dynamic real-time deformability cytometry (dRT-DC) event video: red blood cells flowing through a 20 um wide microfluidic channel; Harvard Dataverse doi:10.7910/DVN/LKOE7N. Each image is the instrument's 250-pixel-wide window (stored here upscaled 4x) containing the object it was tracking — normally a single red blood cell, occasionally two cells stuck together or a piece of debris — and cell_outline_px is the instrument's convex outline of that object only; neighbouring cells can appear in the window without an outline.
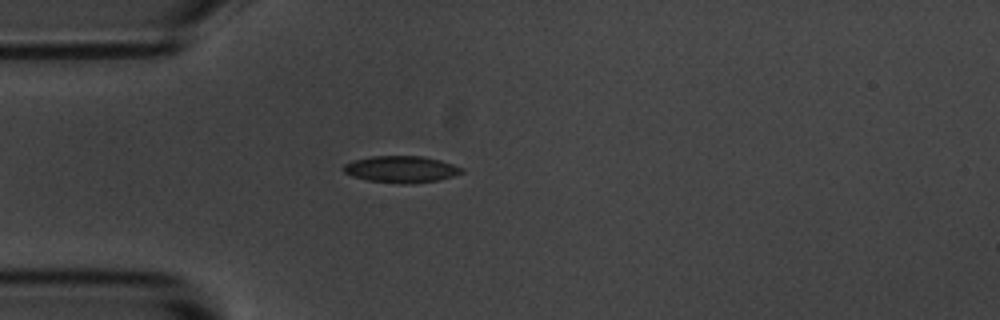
{"species": "common noctule bat (a hibernating species)", "species_latin": "Nyctalus noctula", "temperature_condition": "room temperature", "stored_images_in_passage": 1, "camera_frame_rate_fps": 3000, "um_per_image_px": 0.085, "animal": {"sex": "male", "body_mass_g": 20.1, "forearm_length_mm": 53.5}, "frame": {"image": 1, "passage_image": 1, "time_ms": 0.0, "image_size_px": [1000, 320], "cell_outline_px": [[464, 172], [452, 176], [436, 180], [408, 184], [400, 184], [368, 180], [344, 172], [340, 168], [344, 164], [352, 160], [372, 156], [420, 156], [440, 160], [464, 168]], "centroid_in_image_um": [34.08, 14.38], "position_along_channel_um": 50.9, "area_um2": 18.26}}